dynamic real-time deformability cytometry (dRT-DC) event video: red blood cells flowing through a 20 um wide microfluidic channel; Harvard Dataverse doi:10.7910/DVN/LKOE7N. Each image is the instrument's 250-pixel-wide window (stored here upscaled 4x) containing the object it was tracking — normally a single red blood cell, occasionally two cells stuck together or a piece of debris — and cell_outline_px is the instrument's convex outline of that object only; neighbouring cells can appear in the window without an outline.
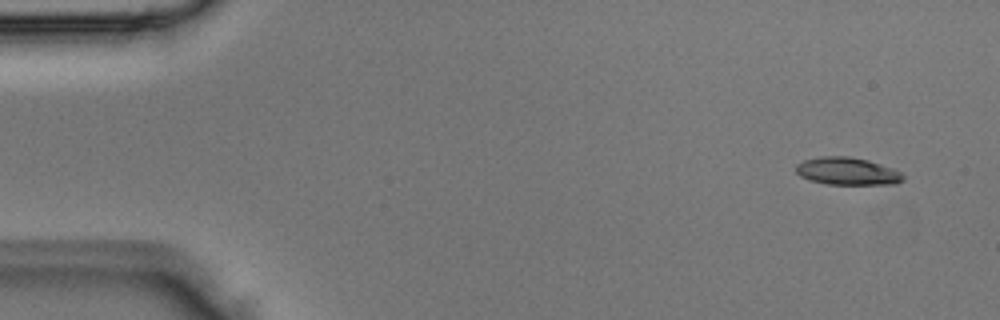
{"species": "Egyptian fruit bat (a non-hibernating species)", "species_latin": "Rousettus aegyptiacus", "temperature_condition": "room temperature", "stored_images_in_passage": 4, "segment_of_instrument_passage": [2, 2], "camera_frame_rate_fps": 3000, "um_per_image_px": 0.085, "animal": {"sex": "male"}, "frame": {"image": 1, "passage_image": 4, "time_ms": 1.0, "image_size_px": [1000, 320], "cell_outline_px": [[904, 180], [896, 184], [828, 184], [808, 180], [800, 176], [796, 172], [796, 164], [804, 160], [820, 156], [848, 156], [868, 160], [892, 168], [900, 172], [904, 176]], "centroid_in_image_um": [72.0, 14.55], "position_along_channel_um": 13.0, "area_um2": 17.22}}